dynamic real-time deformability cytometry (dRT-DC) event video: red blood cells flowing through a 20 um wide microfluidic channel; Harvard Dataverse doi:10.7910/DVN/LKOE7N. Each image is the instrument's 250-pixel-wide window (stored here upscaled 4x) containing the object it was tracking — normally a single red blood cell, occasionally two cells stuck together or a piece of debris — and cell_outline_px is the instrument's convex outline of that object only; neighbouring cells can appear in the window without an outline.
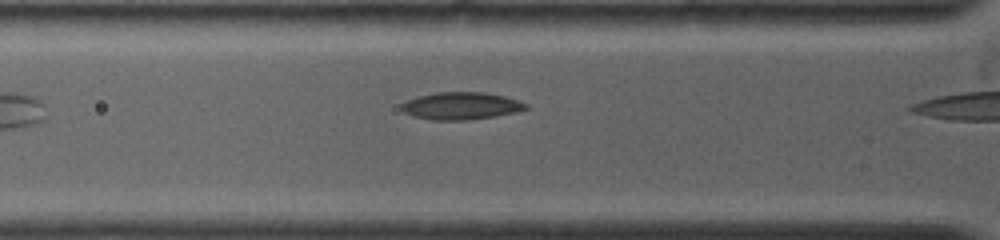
{"species": "common noctule bat (a hibernating species)", "species_latin": "Nyctalus noctula", "temperature_condition": "warm", "stored_images_in_passage": 4, "camera_frame_rate_fps": 4500, "um_per_image_px": 0.085, "animal": {"sex": "female", "body_mass_g": 19.0, "forearm_length_mm": 53.3}, "frame": {"image": 1, "passage_image": 3, "time_ms": 0.667, "image_size_px": [1000, 240], "cell_outline_px": [[528, 108], [496, 116], [460, 120], [432, 120], [416, 116], [404, 112], [400, 108], [400, 104], [408, 100], [420, 96], [436, 92], [484, 92], [504, 96], [528, 104]], "centroid_in_image_um": [39.17, 8.99], "position_along_channel_um": 86.6, "area_um2": 19.48}}